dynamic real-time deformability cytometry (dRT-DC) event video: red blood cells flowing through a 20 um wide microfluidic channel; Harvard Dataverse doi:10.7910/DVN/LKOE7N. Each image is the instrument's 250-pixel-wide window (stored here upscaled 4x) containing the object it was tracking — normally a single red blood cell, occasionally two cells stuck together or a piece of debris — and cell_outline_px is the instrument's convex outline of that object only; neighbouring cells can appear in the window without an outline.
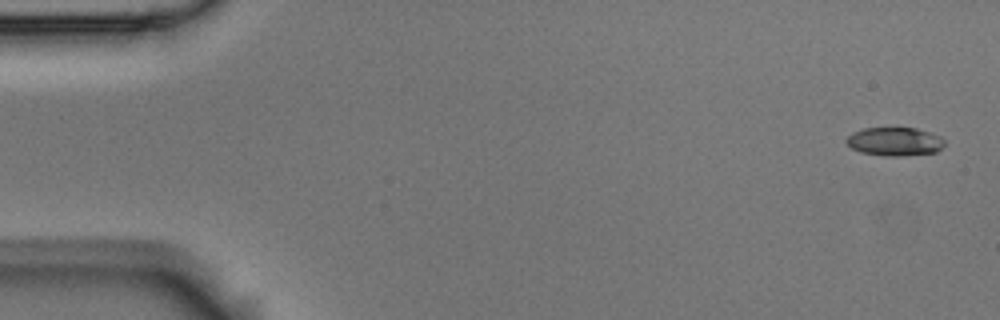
{"species": "Egyptian fruit bat (a non-hibernating species)", "species_latin": "Rousettus aegyptiacus", "temperature_condition": "room temperature", "stored_images_in_passage": 7, "camera_frame_rate_fps": 3000, "um_per_image_px": 0.085, "animal": {"sex": "male"}, "frame": {"image": 1, "passage_image": 1, "time_ms": 0.0, "image_size_px": [1000, 320], "cell_outline_px": [[944, 144], [936, 152], [900, 156], [884, 156], [860, 152], [852, 148], [844, 140], [852, 132], [864, 128], [916, 128], [940, 136], [944, 140]], "centroid_in_image_um": [76.02, 12.03], "position_along_channel_um": 9.0, "area_um2": 16.24}}
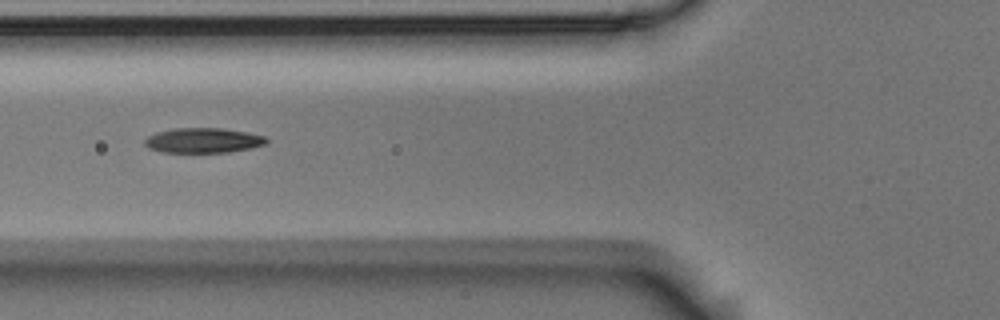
{"frame": {"image": 2, "passage_image": 6, "time_ms": 1.667, "image_size_px": [1000, 320], "cell_outline_px": [[268, 144], [252, 148], [228, 152], [164, 152], [148, 148], [144, 144], [144, 140], [148, 136], [156, 132], [172, 128], [220, 128], [248, 132], [264, 136], [268, 140]], "centroid_in_image_um": [17.28, 11.93], "position_along_channel_um": 108.5, "area_um2": 17.8}}
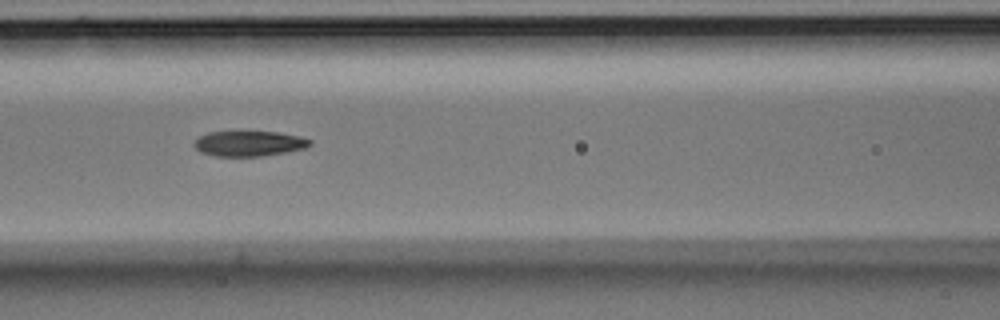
{"frame": {"image": 3, "passage_image": 7, "time_ms": 2.0, "image_size_px": [1000, 320], "cell_outline_px": [[312, 144], [304, 148], [264, 156], [216, 156], [200, 152], [192, 144], [200, 136], [208, 132], [276, 132], [300, 136], [312, 140]], "centroid_in_image_um": [21.17, 12.2], "position_along_channel_um": 145.4, "area_um2": 16.94}}